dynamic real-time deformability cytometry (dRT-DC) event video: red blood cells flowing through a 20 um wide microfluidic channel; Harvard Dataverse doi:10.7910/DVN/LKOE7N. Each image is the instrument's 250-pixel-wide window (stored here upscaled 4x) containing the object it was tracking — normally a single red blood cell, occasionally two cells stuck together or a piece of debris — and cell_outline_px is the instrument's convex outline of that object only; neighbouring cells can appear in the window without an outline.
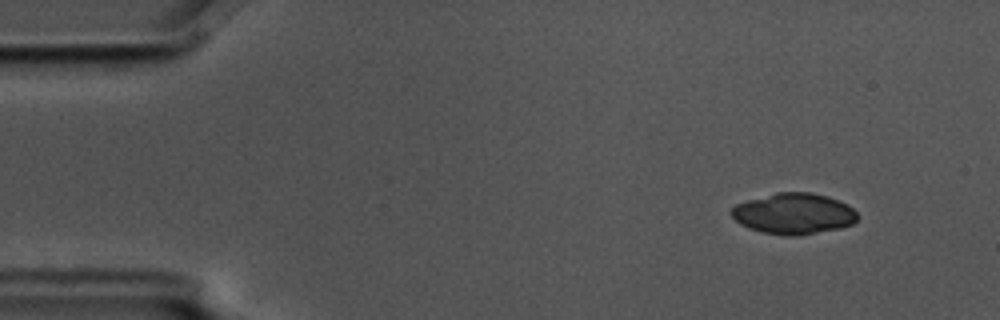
{"species": "common noctule bat (a hibernating species)", "species_latin": "Nyctalus noctula", "temperature_condition": "cold", "stored_images_in_passage": 5, "camera_frame_rate_fps": 3000, "um_per_image_px": 0.085, "animal": {"sex": "male", "body_mass_g": 17.5, "forearm_length_mm": 52.3}, "frame": {"image": 1, "passage_image": 2, "time_ms": 0.333, "image_size_px": [1000, 320], "cell_outline_px": [[860, 216], [852, 224], [840, 228], [796, 236], [788, 236], [764, 232], [748, 228], [740, 224], [732, 216], [732, 208], [736, 204], [748, 200], [776, 192], [812, 192], [828, 196], [848, 204]], "centroid_in_image_um": [67.49, 18.15], "position_along_channel_um": 17.5, "area_um2": 30.06}}